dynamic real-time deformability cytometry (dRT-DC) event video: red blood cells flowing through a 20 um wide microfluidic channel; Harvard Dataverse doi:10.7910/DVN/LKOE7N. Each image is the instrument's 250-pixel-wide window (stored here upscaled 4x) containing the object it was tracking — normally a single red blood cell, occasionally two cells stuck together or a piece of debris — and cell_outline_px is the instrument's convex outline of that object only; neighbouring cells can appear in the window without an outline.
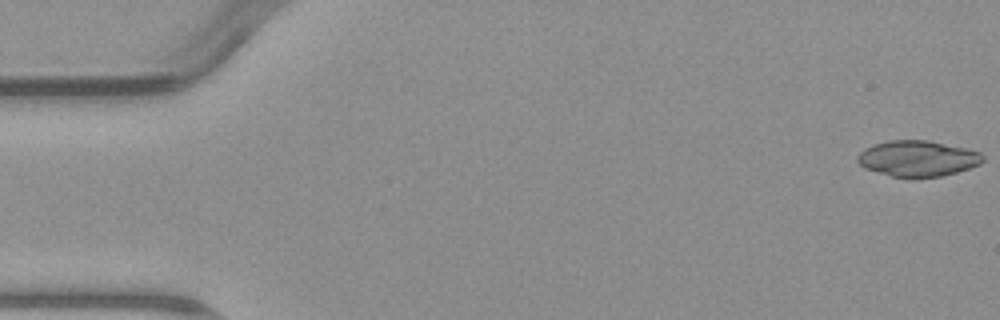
{"species": "common noctule bat (a hibernating species)", "species_latin": "Nyctalus noctula", "temperature_condition": "warm", "stored_images_in_passage": 5, "camera_frame_rate_fps": 3000, "um_per_image_px": 0.085, "animal": {"sex": "male", "body_mass_g": 23.1, "forearm_length_mm": 52.7}, "frame": {"image": 1, "passage_image": 1, "time_ms": 0.0, "image_size_px": [1000, 320], "cell_outline_px": [[984, 160], [980, 164], [956, 172], [940, 176], [912, 180], [892, 176], [864, 168], [856, 160], [856, 156], [864, 148], [872, 144], [888, 140], [928, 140], [964, 148], [980, 152], [984, 156]], "centroid_in_image_um": [77.96, 13.49], "position_along_channel_um": 7.0, "area_um2": 26.59}}